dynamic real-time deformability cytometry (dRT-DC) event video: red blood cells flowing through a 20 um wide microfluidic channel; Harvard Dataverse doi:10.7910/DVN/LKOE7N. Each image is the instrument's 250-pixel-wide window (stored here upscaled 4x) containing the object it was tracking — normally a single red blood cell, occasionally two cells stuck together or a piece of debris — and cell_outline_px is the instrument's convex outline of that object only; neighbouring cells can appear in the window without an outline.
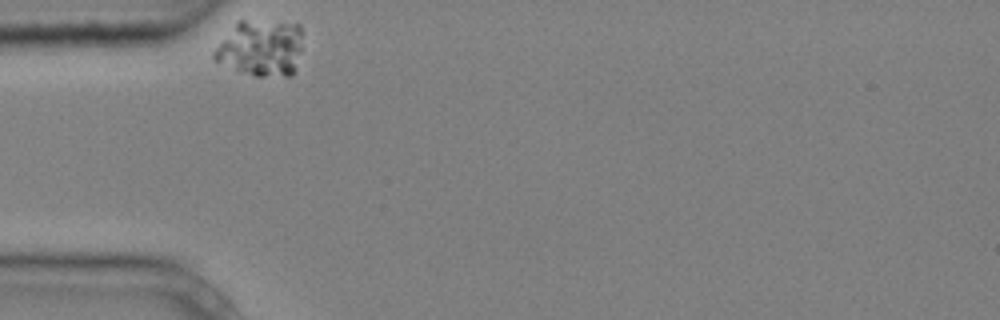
{"species": "common noctule bat (a hibernating species)", "species_latin": "Nyctalus noctula", "temperature_condition": "cold", "stored_images_in_passage": 2, "camera_frame_rate_fps": 3000, "um_per_image_px": 0.085, "animal": {"sex": "male", "body_mass_g": 20.4}, "frame": {"image": 1, "passage_image": 1, "time_ms": 0.0, "image_size_px": [1000, 320], "cell_outline_px": [[300, 52], [292, 76], [256, 76], [212, 60], [212, 52], [236, 20], [244, 20], [300, 24]], "centroid_in_image_um": [22.13, 4.07], "position_along_channel_um": 62.9, "area_um2": 28.78}}
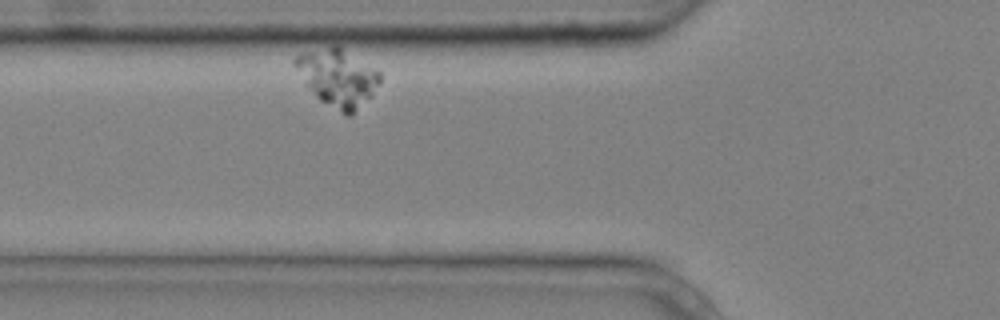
{"frame": {"image": 2, "passage_image": 2, "time_ms": 0.333, "image_size_px": [1000, 320], "cell_outline_px": [[380, 84], [372, 96], [348, 116], [320, 100], [316, 96], [292, 64], [292, 60], [296, 56], [332, 44], [340, 44], [380, 72]], "centroid_in_image_um": [28.74, 6.55], "position_along_channel_um": 97.1, "area_um2": 28.15}}